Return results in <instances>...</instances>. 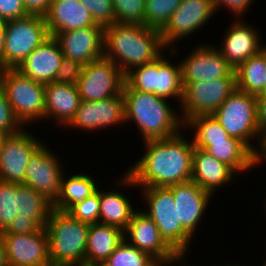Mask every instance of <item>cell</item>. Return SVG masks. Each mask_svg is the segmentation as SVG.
I'll return each instance as SVG.
<instances>
[{
	"label": "cell",
	"mask_w": 266,
	"mask_h": 266,
	"mask_svg": "<svg viewBox=\"0 0 266 266\" xmlns=\"http://www.w3.org/2000/svg\"><path fill=\"white\" fill-rule=\"evenodd\" d=\"M82 68L83 65L79 61L63 57L54 82L76 85Z\"/></svg>",
	"instance_id": "obj_40"
},
{
	"label": "cell",
	"mask_w": 266,
	"mask_h": 266,
	"mask_svg": "<svg viewBox=\"0 0 266 266\" xmlns=\"http://www.w3.org/2000/svg\"><path fill=\"white\" fill-rule=\"evenodd\" d=\"M22 0H0V17L6 21L28 16Z\"/></svg>",
	"instance_id": "obj_41"
},
{
	"label": "cell",
	"mask_w": 266,
	"mask_h": 266,
	"mask_svg": "<svg viewBox=\"0 0 266 266\" xmlns=\"http://www.w3.org/2000/svg\"><path fill=\"white\" fill-rule=\"evenodd\" d=\"M141 189V198L146 201L142 211L157 225L160 237L176 253H189L192 238L177 222L172 191L168 187H146ZM145 208H147L145 210Z\"/></svg>",
	"instance_id": "obj_7"
},
{
	"label": "cell",
	"mask_w": 266,
	"mask_h": 266,
	"mask_svg": "<svg viewBox=\"0 0 266 266\" xmlns=\"http://www.w3.org/2000/svg\"><path fill=\"white\" fill-rule=\"evenodd\" d=\"M164 52L152 62L132 68L125 74V82L136 91L153 93L166 100L175 99L181 105L183 84L181 65L172 64Z\"/></svg>",
	"instance_id": "obj_6"
},
{
	"label": "cell",
	"mask_w": 266,
	"mask_h": 266,
	"mask_svg": "<svg viewBox=\"0 0 266 266\" xmlns=\"http://www.w3.org/2000/svg\"><path fill=\"white\" fill-rule=\"evenodd\" d=\"M122 93L125 122L135 123L143 142L170 138L185 130L179 110L175 111L168 100L133 90L126 82Z\"/></svg>",
	"instance_id": "obj_3"
},
{
	"label": "cell",
	"mask_w": 266,
	"mask_h": 266,
	"mask_svg": "<svg viewBox=\"0 0 266 266\" xmlns=\"http://www.w3.org/2000/svg\"><path fill=\"white\" fill-rule=\"evenodd\" d=\"M182 132L185 131L166 139L144 141V154L122 173L116 186L168 187L191 181L194 145Z\"/></svg>",
	"instance_id": "obj_1"
},
{
	"label": "cell",
	"mask_w": 266,
	"mask_h": 266,
	"mask_svg": "<svg viewBox=\"0 0 266 266\" xmlns=\"http://www.w3.org/2000/svg\"><path fill=\"white\" fill-rule=\"evenodd\" d=\"M253 1L254 0H213V7L215 13L224 7L226 9L228 8V10L230 9L229 11L235 16L234 19H243Z\"/></svg>",
	"instance_id": "obj_42"
},
{
	"label": "cell",
	"mask_w": 266,
	"mask_h": 266,
	"mask_svg": "<svg viewBox=\"0 0 266 266\" xmlns=\"http://www.w3.org/2000/svg\"><path fill=\"white\" fill-rule=\"evenodd\" d=\"M90 266H111V265L106 261H100V262L93 263Z\"/></svg>",
	"instance_id": "obj_50"
},
{
	"label": "cell",
	"mask_w": 266,
	"mask_h": 266,
	"mask_svg": "<svg viewBox=\"0 0 266 266\" xmlns=\"http://www.w3.org/2000/svg\"><path fill=\"white\" fill-rule=\"evenodd\" d=\"M41 226L28 217H20L17 215L10 225L1 233L2 234H29L37 232Z\"/></svg>",
	"instance_id": "obj_43"
},
{
	"label": "cell",
	"mask_w": 266,
	"mask_h": 266,
	"mask_svg": "<svg viewBox=\"0 0 266 266\" xmlns=\"http://www.w3.org/2000/svg\"><path fill=\"white\" fill-rule=\"evenodd\" d=\"M81 97L76 85L51 82L45 85V121L67 127L74 119ZM54 118V119H53Z\"/></svg>",
	"instance_id": "obj_23"
},
{
	"label": "cell",
	"mask_w": 266,
	"mask_h": 266,
	"mask_svg": "<svg viewBox=\"0 0 266 266\" xmlns=\"http://www.w3.org/2000/svg\"><path fill=\"white\" fill-rule=\"evenodd\" d=\"M80 2L90 12L96 24L107 27L115 23L112 0H80Z\"/></svg>",
	"instance_id": "obj_38"
},
{
	"label": "cell",
	"mask_w": 266,
	"mask_h": 266,
	"mask_svg": "<svg viewBox=\"0 0 266 266\" xmlns=\"http://www.w3.org/2000/svg\"><path fill=\"white\" fill-rule=\"evenodd\" d=\"M123 240V231L118 227L101 223L90 224L86 243L85 266L106 261Z\"/></svg>",
	"instance_id": "obj_26"
},
{
	"label": "cell",
	"mask_w": 266,
	"mask_h": 266,
	"mask_svg": "<svg viewBox=\"0 0 266 266\" xmlns=\"http://www.w3.org/2000/svg\"><path fill=\"white\" fill-rule=\"evenodd\" d=\"M0 266H8L6 260L5 243L1 232H0Z\"/></svg>",
	"instance_id": "obj_49"
},
{
	"label": "cell",
	"mask_w": 266,
	"mask_h": 266,
	"mask_svg": "<svg viewBox=\"0 0 266 266\" xmlns=\"http://www.w3.org/2000/svg\"><path fill=\"white\" fill-rule=\"evenodd\" d=\"M90 224L53 209L46 223L49 259L62 266H84Z\"/></svg>",
	"instance_id": "obj_4"
},
{
	"label": "cell",
	"mask_w": 266,
	"mask_h": 266,
	"mask_svg": "<svg viewBox=\"0 0 266 266\" xmlns=\"http://www.w3.org/2000/svg\"><path fill=\"white\" fill-rule=\"evenodd\" d=\"M17 216V184L0 181V232Z\"/></svg>",
	"instance_id": "obj_36"
},
{
	"label": "cell",
	"mask_w": 266,
	"mask_h": 266,
	"mask_svg": "<svg viewBox=\"0 0 266 266\" xmlns=\"http://www.w3.org/2000/svg\"><path fill=\"white\" fill-rule=\"evenodd\" d=\"M229 166L237 175L252 170L251 150L239 139L229 137L226 141L212 142V145H194Z\"/></svg>",
	"instance_id": "obj_27"
},
{
	"label": "cell",
	"mask_w": 266,
	"mask_h": 266,
	"mask_svg": "<svg viewBox=\"0 0 266 266\" xmlns=\"http://www.w3.org/2000/svg\"><path fill=\"white\" fill-rule=\"evenodd\" d=\"M214 14L213 0H182L160 30L162 42L168 51L170 50V58L178 55L179 47L176 43L201 30Z\"/></svg>",
	"instance_id": "obj_11"
},
{
	"label": "cell",
	"mask_w": 266,
	"mask_h": 266,
	"mask_svg": "<svg viewBox=\"0 0 266 266\" xmlns=\"http://www.w3.org/2000/svg\"><path fill=\"white\" fill-rule=\"evenodd\" d=\"M266 47L235 69L236 89L248 94H265Z\"/></svg>",
	"instance_id": "obj_29"
},
{
	"label": "cell",
	"mask_w": 266,
	"mask_h": 266,
	"mask_svg": "<svg viewBox=\"0 0 266 266\" xmlns=\"http://www.w3.org/2000/svg\"><path fill=\"white\" fill-rule=\"evenodd\" d=\"M212 115L229 136L253 149L255 145L251 141L257 139L259 132L256 95L236 89Z\"/></svg>",
	"instance_id": "obj_8"
},
{
	"label": "cell",
	"mask_w": 266,
	"mask_h": 266,
	"mask_svg": "<svg viewBox=\"0 0 266 266\" xmlns=\"http://www.w3.org/2000/svg\"><path fill=\"white\" fill-rule=\"evenodd\" d=\"M35 136L24 127L17 134L5 136L0 147V181L24 184L29 160L44 143Z\"/></svg>",
	"instance_id": "obj_14"
},
{
	"label": "cell",
	"mask_w": 266,
	"mask_h": 266,
	"mask_svg": "<svg viewBox=\"0 0 266 266\" xmlns=\"http://www.w3.org/2000/svg\"><path fill=\"white\" fill-rule=\"evenodd\" d=\"M22 127L14 116L5 92L0 87V134L4 136L14 135L20 132Z\"/></svg>",
	"instance_id": "obj_39"
},
{
	"label": "cell",
	"mask_w": 266,
	"mask_h": 266,
	"mask_svg": "<svg viewBox=\"0 0 266 266\" xmlns=\"http://www.w3.org/2000/svg\"><path fill=\"white\" fill-rule=\"evenodd\" d=\"M209 44V45H208ZM205 42L195 44L189 55L180 61L182 83L210 81L228 77L234 68L224 59L222 53Z\"/></svg>",
	"instance_id": "obj_15"
},
{
	"label": "cell",
	"mask_w": 266,
	"mask_h": 266,
	"mask_svg": "<svg viewBox=\"0 0 266 266\" xmlns=\"http://www.w3.org/2000/svg\"><path fill=\"white\" fill-rule=\"evenodd\" d=\"M123 237L128 244L148 253L157 261L169 259L176 254L160 237L154 221L141 209L133 214L123 231Z\"/></svg>",
	"instance_id": "obj_21"
},
{
	"label": "cell",
	"mask_w": 266,
	"mask_h": 266,
	"mask_svg": "<svg viewBox=\"0 0 266 266\" xmlns=\"http://www.w3.org/2000/svg\"><path fill=\"white\" fill-rule=\"evenodd\" d=\"M52 0H22L23 5L29 14L45 15Z\"/></svg>",
	"instance_id": "obj_45"
},
{
	"label": "cell",
	"mask_w": 266,
	"mask_h": 266,
	"mask_svg": "<svg viewBox=\"0 0 266 266\" xmlns=\"http://www.w3.org/2000/svg\"><path fill=\"white\" fill-rule=\"evenodd\" d=\"M156 259L123 240L108 257L111 266H155Z\"/></svg>",
	"instance_id": "obj_33"
},
{
	"label": "cell",
	"mask_w": 266,
	"mask_h": 266,
	"mask_svg": "<svg viewBox=\"0 0 266 266\" xmlns=\"http://www.w3.org/2000/svg\"><path fill=\"white\" fill-rule=\"evenodd\" d=\"M182 0H146L145 25L161 30Z\"/></svg>",
	"instance_id": "obj_34"
},
{
	"label": "cell",
	"mask_w": 266,
	"mask_h": 266,
	"mask_svg": "<svg viewBox=\"0 0 266 266\" xmlns=\"http://www.w3.org/2000/svg\"><path fill=\"white\" fill-rule=\"evenodd\" d=\"M44 17L50 36L97 25L80 0H52Z\"/></svg>",
	"instance_id": "obj_24"
},
{
	"label": "cell",
	"mask_w": 266,
	"mask_h": 266,
	"mask_svg": "<svg viewBox=\"0 0 266 266\" xmlns=\"http://www.w3.org/2000/svg\"><path fill=\"white\" fill-rule=\"evenodd\" d=\"M45 266H62V265L49 263L48 265H45Z\"/></svg>",
	"instance_id": "obj_53"
},
{
	"label": "cell",
	"mask_w": 266,
	"mask_h": 266,
	"mask_svg": "<svg viewBox=\"0 0 266 266\" xmlns=\"http://www.w3.org/2000/svg\"><path fill=\"white\" fill-rule=\"evenodd\" d=\"M245 19H234L225 30L221 46L216 48L222 53L224 59L234 68V70L253 55L259 53L266 47L260 42L262 37L250 23Z\"/></svg>",
	"instance_id": "obj_18"
},
{
	"label": "cell",
	"mask_w": 266,
	"mask_h": 266,
	"mask_svg": "<svg viewBox=\"0 0 266 266\" xmlns=\"http://www.w3.org/2000/svg\"><path fill=\"white\" fill-rule=\"evenodd\" d=\"M265 94H266V73H265Z\"/></svg>",
	"instance_id": "obj_54"
},
{
	"label": "cell",
	"mask_w": 266,
	"mask_h": 266,
	"mask_svg": "<svg viewBox=\"0 0 266 266\" xmlns=\"http://www.w3.org/2000/svg\"><path fill=\"white\" fill-rule=\"evenodd\" d=\"M99 186L97 190L86 199L72 205L67 212L75 219L88 224L99 223L100 202Z\"/></svg>",
	"instance_id": "obj_37"
},
{
	"label": "cell",
	"mask_w": 266,
	"mask_h": 266,
	"mask_svg": "<svg viewBox=\"0 0 266 266\" xmlns=\"http://www.w3.org/2000/svg\"><path fill=\"white\" fill-rule=\"evenodd\" d=\"M257 121L259 129H266V94L257 96Z\"/></svg>",
	"instance_id": "obj_46"
},
{
	"label": "cell",
	"mask_w": 266,
	"mask_h": 266,
	"mask_svg": "<svg viewBox=\"0 0 266 266\" xmlns=\"http://www.w3.org/2000/svg\"><path fill=\"white\" fill-rule=\"evenodd\" d=\"M4 138H5V136L0 134V147H1V144H2V141H3Z\"/></svg>",
	"instance_id": "obj_52"
},
{
	"label": "cell",
	"mask_w": 266,
	"mask_h": 266,
	"mask_svg": "<svg viewBox=\"0 0 266 266\" xmlns=\"http://www.w3.org/2000/svg\"><path fill=\"white\" fill-rule=\"evenodd\" d=\"M63 57L57 39L49 36L16 69L35 82L46 85L54 82Z\"/></svg>",
	"instance_id": "obj_22"
},
{
	"label": "cell",
	"mask_w": 266,
	"mask_h": 266,
	"mask_svg": "<svg viewBox=\"0 0 266 266\" xmlns=\"http://www.w3.org/2000/svg\"><path fill=\"white\" fill-rule=\"evenodd\" d=\"M43 143L31 156L24 185L41 193L53 205L61 196L64 167L59 156ZM63 168V169H62Z\"/></svg>",
	"instance_id": "obj_13"
},
{
	"label": "cell",
	"mask_w": 266,
	"mask_h": 266,
	"mask_svg": "<svg viewBox=\"0 0 266 266\" xmlns=\"http://www.w3.org/2000/svg\"><path fill=\"white\" fill-rule=\"evenodd\" d=\"M214 266H216V265L214 264ZM217 266H222V265H217ZM223 266H246V265H239V264L238 265L237 264L233 265V263L232 264L230 263L229 265H225L224 264Z\"/></svg>",
	"instance_id": "obj_51"
},
{
	"label": "cell",
	"mask_w": 266,
	"mask_h": 266,
	"mask_svg": "<svg viewBox=\"0 0 266 266\" xmlns=\"http://www.w3.org/2000/svg\"><path fill=\"white\" fill-rule=\"evenodd\" d=\"M0 87L16 119L24 128L45 119V85L23 75L16 68L0 70ZM35 121V122H33Z\"/></svg>",
	"instance_id": "obj_5"
},
{
	"label": "cell",
	"mask_w": 266,
	"mask_h": 266,
	"mask_svg": "<svg viewBox=\"0 0 266 266\" xmlns=\"http://www.w3.org/2000/svg\"><path fill=\"white\" fill-rule=\"evenodd\" d=\"M165 50L158 29L130 23H113L104 27V57L124 74L154 61Z\"/></svg>",
	"instance_id": "obj_2"
},
{
	"label": "cell",
	"mask_w": 266,
	"mask_h": 266,
	"mask_svg": "<svg viewBox=\"0 0 266 266\" xmlns=\"http://www.w3.org/2000/svg\"><path fill=\"white\" fill-rule=\"evenodd\" d=\"M183 84L179 113L183 123L199 115H212L236 90L235 70L226 78Z\"/></svg>",
	"instance_id": "obj_10"
},
{
	"label": "cell",
	"mask_w": 266,
	"mask_h": 266,
	"mask_svg": "<svg viewBox=\"0 0 266 266\" xmlns=\"http://www.w3.org/2000/svg\"><path fill=\"white\" fill-rule=\"evenodd\" d=\"M168 188L172 191L177 209V222H180L181 227L192 238L195 237L193 235H196L195 232L198 230L209 203L215 195L201 189L193 181L171 185Z\"/></svg>",
	"instance_id": "obj_19"
},
{
	"label": "cell",
	"mask_w": 266,
	"mask_h": 266,
	"mask_svg": "<svg viewBox=\"0 0 266 266\" xmlns=\"http://www.w3.org/2000/svg\"><path fill=\"white\" fill-rule=\"evenodd\" d=\"M54 37L64 57L79 61L82 65L104 56V27L99 24L60 32Z\"/></svg>",
	"instance_id": "obj_20"
},
{
	"label": "cell",
	"mask_w": 266,
	"mask_h": 266,
	"mask_svg": "<svg viewBox=\"0 0 266 266\" xmlns=\"http://www.w3.org/2000/svg\"><path fill=\"white\" fill-rule=\"evenodd\" d=\"M6 23L7 21L0 17V70L3 69V51L6 41Z\"/></svg>",
	"instance_id": "obj_48"
},
{
	"label": "cell",
	"mask_w": 266,
	"mask_h": 266,
	"mask_svg": "<svg viewBox=\"0 0 266 266\" xmlns=\"http://www.w3.org/2000/svg\"><path fill=\"white\" fill-rule=\"evenodd\" d=\"M49 36L43 15L29 14L7 21L3 69L17 68Z\"/></svg>",
	"instance_id": "obj_9"
},
{
	"label": "cell",
	"mask_w": 266,
	"mask_h": 266,
	"mask_svg": "<svg viewBox=\"0 0 266 266\" xmlns=\"http://www.w3.org/2000/svg\"><path fill=\"white\" fill-rule=\"evenodd\" d=\"M115 23L145 25L146 0H112Z\"/></svg>",
	"instance_id": "obj_35"
},
{
	"label": "cell",
	"mask_w": 266,
	"mask_h": 266,
	"mask_svg": "<svg viewBox=\"0 0 266 266\" xmlns=\"http://www.w3.org/2000/svg\"><path fill=\"white\" fill-rule=\"evenodd\" d=\"M116 190L99 189V223L112 225L124 231L138 208H133L132 199H128L124 193Z\"/></svg>",
	"instance_id": "obj_28"
},
{
	"label": "cell",
	"mask_w": 266,
	"mask_h": 266,
	"mask_svg": "<svg viewBox=\"0 0 266 266\" xmlns=\"http://www.w3.org/2000/svg\"><path fill=\"white\" fill-rule=\"evenodd\" d=\"M53 209V204L41 193L24 184H17V215L31 218L41 227H46Z\"/></svg>",
	"instance_id": "obj_31"
},
{
	"label": "cell",
	"mask_w": 266,
	"mask_h": 266,
	"mask_svg": "<svg viewBox=\"0 0 266 266\" xmlns=\"http://www.w3.org/2000/svg\"><path fill=\"white\" fill-rule=\"evenodd\" d=\"M125 124V100L123 93L99 101H81L74 119L66 128L100 131L106 127Z\"/></svg>",
	"instance_id": "obj_16"
},
{
	"label": "cell",
	"mask_w": 266,
	"mask_h": 266,
	"mask_svg": "<svg viewBox=\"0 0 266 266\" xmlns=\"http://www.w3.org/2000/svg\"><path fill=\"white\" fill-rule=\"evenodd\" d=\"M125 74L104 56L83 65L76 86L81 101H99L111 98L123 91Z\"/></svg>",
	"instance_id": "obj_12"
},
{
	"label": "cell",
	"mask_w": 266,
	"mask_h": 266,
	"mask_svg": "<svg viewBox=\"0 0 266 266\" xmlns=\"http://www.w3.org/2000/svg\"><path fill=\"white\" fill-rule=\"evenodd\" d=\"M186 255H188V253L187 254H185V253L175 254L173 257H171L169 259L158 260V261H156L155 266H174V265H178L177 263H181L182 264V262L186 259L185 258ZM179 266H186V265L182 264V265H179ZM187 266H191V265H187Z\"/></svg>",
	"instance_id": "obj_47"
},
{
	"label": "cell",
	"mask_w": 266,
	"mask_h": 266,
	"mask_svg": "<svg viewBox=\"0 0 266 266\" xmlns=\"http://www.w3.org/2000/svg\"><path fill=\"white\" fill-rule=\"evenodd\" d=\"M187 128L193 134V145H212L230 137L213 115L193 116L184 123V129Z\"/></svg>",
	"instance_id": "obj_32"
},
{
	"label": "cell",
	"mask_w": 266,
	"mask_h": 266,
	"mask_svg": "<svg viewBox=\"0 0 266 266\" xmlns=\"http://www.w3.org/2000/svg\"><path fill=\"white\" fill-rule=\"evenodd\" d=\"M256 140L257 142L255 144L257 145L254 146L253 149L251 150V167L252 168L263 165L261 163L266 162V129H259Z\"/></svg>",
	"instance_id": "obj_44"
},
{
	"label": "cell",
	"mask_w": 266,
	"mask_h": 266,
	"mask_svg": "<svg viewBox=\"0 0 266 266\" xmlns=\"http://www.w3.org/2000/svg\"><path fill=\"white\" fill-rule=\"evenodd\" d=\"M8 266H45L50 262L46 227L29 234H2Z\"/></svg>",
	"instance_id": "obj_17"
},
{
	"label": "cell",
	"mask_w": 266,
	"mask_h": 266,
	"mask_svg": "<svg viewBox=\"0 0 266 266\" xmlns=\"http://www.w3.org/2000/svg\"><path fill=\"white\" fill-rule=\"evenodd\" d=\"M236 173L226 164L215 159L202 149L194 147L192 156V177L201 189L215 194L217 189L235 180ZM220 187V188H219Z\"/></svg>",
	"instance_id": "obj_25"
},
{
	"label": "cell",
	"mask_w": 266,
	"mask_h": 266,
	"mask_svg": "<svg viewBox=\"0 0 266 266\" xmlns=\"http://www.w3.org/2000/svg\"><path fill=\"white\" fill-rule=\"evenodd\" d=\"M92 177L87 173H76L69 177L63 175L61 196L53 208L67 211L72 205L92 195L98 188V183Z\"/></svg>",
	"instance_id": "obj_30"
}]
</instances>
